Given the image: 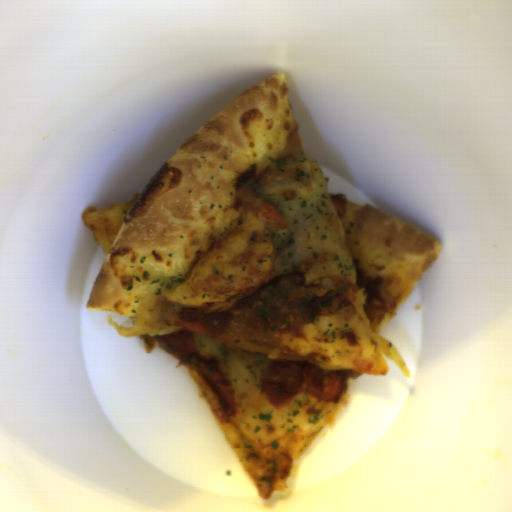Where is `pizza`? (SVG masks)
I'll return each mask as SVG.
<instances>
[{
	"label": "pizza",
	"mask_w": 512,
	"mask_h": 512,
	"mask_svg": "<svg viewBox=\"0 0 512 512\" xmlns=\"http://www.w3.org/2000/svg\"><path fill=\"white\" fill-rule=\"evenodd\" d=\"M282 212L287 227L272 236L268 281L302 273L309 287H327L304 322L263 354L272 361H309L345 371L338 402L317 399L324 422L306 434H285L257 446L228 415L195 366L188 371L260 500L285 492L307 449L346 407L349 379L386 376L390 360L411 372L379 333L437 261L441 245L427 232L386 213L328 194L326 179L304 150L284 73H273L236 95L201 126L139 193L81 216L104 254L86 303L111 312L120 338L137 337L145 353L154 336L178 330L182 310L168 300L237 222L246 198ZM127 316L133 326L114 320ZM385 357V358H384Z\"/></svg>",
	"instance_id": "pizza-1"
}]
</instances>
